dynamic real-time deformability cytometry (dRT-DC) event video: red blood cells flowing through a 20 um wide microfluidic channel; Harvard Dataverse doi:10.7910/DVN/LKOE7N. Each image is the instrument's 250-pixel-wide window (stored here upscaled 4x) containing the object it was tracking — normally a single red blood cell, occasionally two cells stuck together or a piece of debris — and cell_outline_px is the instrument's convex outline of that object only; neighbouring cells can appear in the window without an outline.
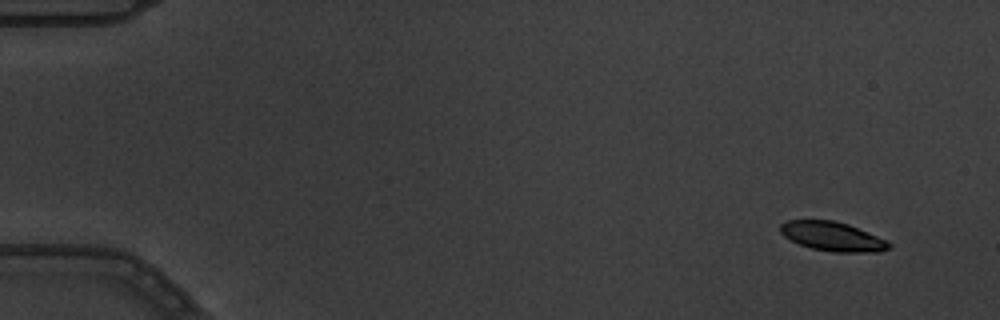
{"species": "common noctule bat (a hibernating species)", "species_latin": "Nyctalus noctula", "temperature_condition": "warm", "stored_images_in_passage": 8, "camera_frame_rate_fps": 3000, "um_per_image_px": 0.085, "animal": {"sex": "male", "body_mass_g": 19.5, "forearm_length_mm": 54.6}, "frame": {"image": 1, "passage_image": 2, "time_ms": 0.333, "image_size_px": [1000, 320], "cell_outline_px": [[892, 248], [880, 252], [836, 252], [812, 248], [800, 244], [784, 236], [780, 232], [780, 224], [788, 220], [836, 220], [848, 224], [888, 240], [892, 244]], "centroid_in_image_um": [70.82, 20.09], "position_along_channel_um": 14.2, "area_um2": 18.55}}
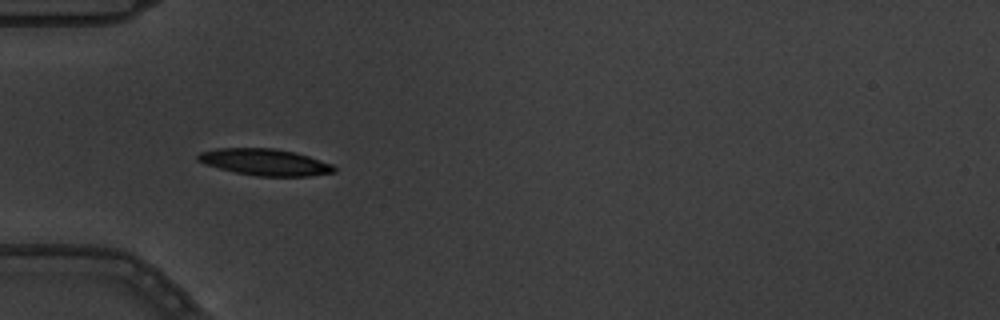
{"frame": {"image": 2, "passage_image": 5, "time_ms": 1.333, "image_size_px": [1000, 320], "cell_outline_px": [[336, 172], [308, 176], [256, 176], [236, 172], [204, 164], [196, 160], [196, 156], [200, 152], [216, 148], [276, 148], [308, 156], [332, 164], [336, 168]], "centroid_in_image_um": [22.5, 13.78], "position_along_channel_um": 62.5, "area_um2": 21.04}}